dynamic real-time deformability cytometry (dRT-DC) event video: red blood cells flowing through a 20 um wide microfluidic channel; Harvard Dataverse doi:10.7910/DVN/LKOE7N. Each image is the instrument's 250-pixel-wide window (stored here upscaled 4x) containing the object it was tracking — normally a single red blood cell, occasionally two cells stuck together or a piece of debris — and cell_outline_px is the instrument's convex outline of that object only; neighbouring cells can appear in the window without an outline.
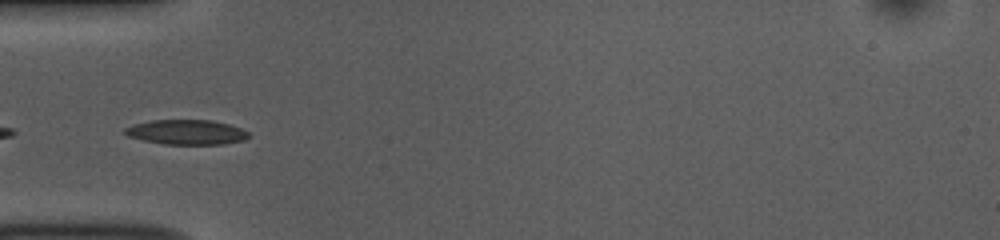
{"species": "common noctule bat (a hibernating species)", "species_latin": "Nyctalus noctula", "temperature_condition": "room temperature", "stored_images_in_passage": 18, "segment_of_instrument_passage": [2, 2], "camera_frame_rate_fps": 3000, "um_per_image_px": 0.085, "animal": {"sex": "female", "body_mass_g": 10.0, "forearm_length_mm": 53.1}, "frame": {"image": 1, "passage_image": 16, "time_ms": 5.0, "image_size_px": [1000, 240], "cell_outline_px": [[252, 136], [244, 140], [224, 144], [164, 144], [144, 140], [128, 136], [124, 132], [124, 128], [132, 124], [152, 120], [212, 120], [228, 124], [240, 128], [248, 132]], "centroid_in_image_um": [15.86, 11.23], "position_along_channel_um": 69.1, "area_um2": 17.92}}